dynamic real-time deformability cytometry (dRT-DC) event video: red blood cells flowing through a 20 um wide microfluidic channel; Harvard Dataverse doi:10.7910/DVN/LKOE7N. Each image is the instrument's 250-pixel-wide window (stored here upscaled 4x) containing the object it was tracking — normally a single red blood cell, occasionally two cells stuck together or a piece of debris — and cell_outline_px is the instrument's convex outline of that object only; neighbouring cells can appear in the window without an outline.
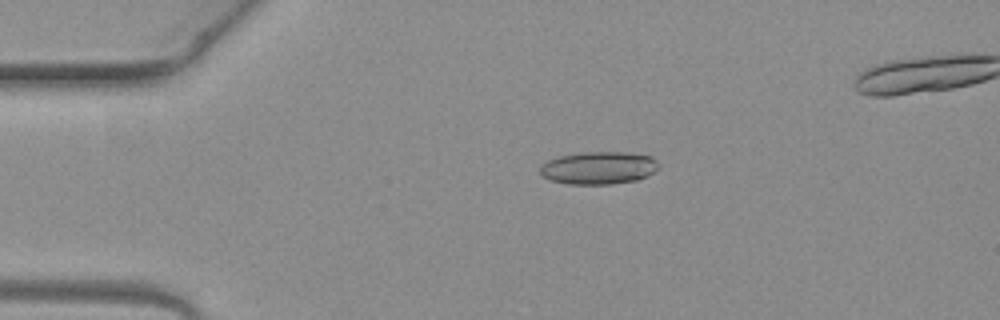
{"species": "common noctule bat (a hibernating species)", "species_latin": "Nyctalus noctula", "temperature_condition": "warm", "stored_images_in_passage": 4, "camera_frame_rate_fps": 3000, "um_per_image_px": 0.085, "animal": {"sex": "female", "body_mass_g": 19.3, "forearm_length_mm": 54.1}, "frame": {"image": 1, "passage_image": 4, "time_ms": 1.0, "image_size_px": [1000, 320], "cell_outline_px": [[660, 168], [656, 172], [648, 176], [636, 180], [612, 184], [568, 184], [552, 180], [544, 176], [540, 172], [540, 168], [548, 160], [560, 156], [584, 152], [624, 152], [652, 156], [660, 164]], "centroid_in_image_um": [50.96, 14.27], "position_along_channel_um": 34.0, "area_um2": 22.6}}